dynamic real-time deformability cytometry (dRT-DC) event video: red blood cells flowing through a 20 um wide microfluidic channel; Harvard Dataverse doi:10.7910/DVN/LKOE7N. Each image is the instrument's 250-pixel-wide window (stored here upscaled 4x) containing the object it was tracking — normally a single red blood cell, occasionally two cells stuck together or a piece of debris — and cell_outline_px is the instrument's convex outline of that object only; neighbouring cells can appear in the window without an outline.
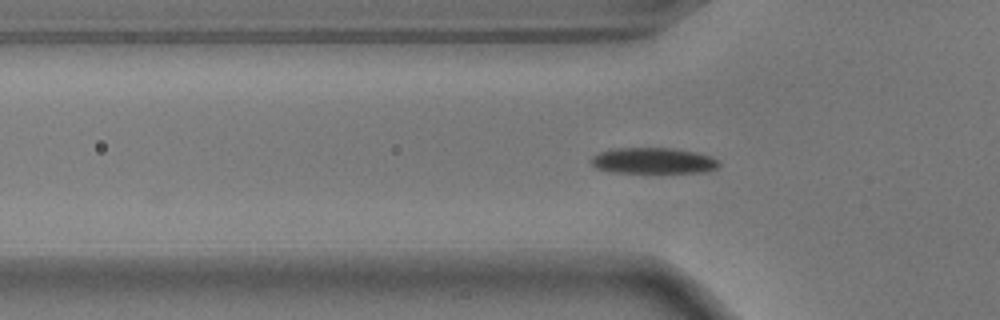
{"species": "common noctule bat (a hibernating species)", "species_latin": "Nyctalus noctula", "temperature_condition": "warm", "stored_images_in_passage": 41, "camera_frame_rate_fps": 3000, "um_per_image_px": 0.085, "animal": {"sex": "male", "body_mass_g": 17.9}, "frame": {"image": 1, "passage_image": 3, "time_ms": 0.667, "image_size_px": [1000, 320], "cell_outline_px": [[720, 164], [716, 168], [696, 172], [616, 172], [596, 168], [592, 164], [592, 156], [600, 152], [616, 148], [668, 148], [692, 152], [708, 156], [716, 160]], "centroid_in_image_um": [55.46, 13.66], "position_along_channel_um": 70.3, "area_um2": 18.67}}
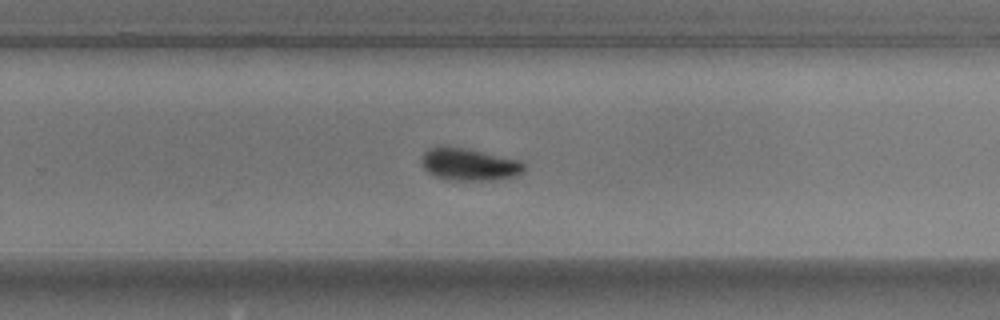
{"frame": {"image": 2, "passage_image": 21, "time_ms": 6.667, "image_size_px": [1000, 320], "cell_outline_px": [[524, 172], [516, 176], [492, 180], [444, 180], [428, 172], [424, 168], [420, 160], [424, 152], [428, 148], [440, 144], [444, 144], [464, 148], [520, 160], [524, 164]], "centroid_in_image_um": [39.83, 13.96], "position_along_channel_um": 290.0, "area_um2": 19.59}}
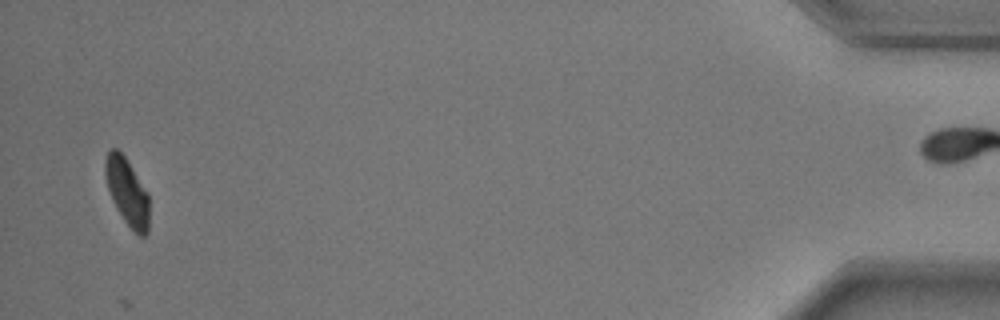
{"frame": {"image": 3, "passage_image": 39, "time_ms": 12.667, "image_size_px": [1000, 320], "cell_outline_px": [[148, 232], [144, 236], [140, 236], [124, 220], [116, 208], [112, 200], [108, 188], [104, 172], [104, 160], [108, 148], [116, 148], [124, 156], [148, 192]], "centroid_in_image_um": [10.78, 16.26], "position_along_channel_um": 424.4, "area_um2": 17.05}, "authors_computed_cell_mechanics": {"area_um2": 18.785, "velocity_mm_per_s": 3.6594, "shape_relaxation_time_tau1_ms": 2.7992, "shape_relaxation_time_tau2_ms": null, "deformation_change_tau1": 0.1388, "deformation_change_tau2": null}}